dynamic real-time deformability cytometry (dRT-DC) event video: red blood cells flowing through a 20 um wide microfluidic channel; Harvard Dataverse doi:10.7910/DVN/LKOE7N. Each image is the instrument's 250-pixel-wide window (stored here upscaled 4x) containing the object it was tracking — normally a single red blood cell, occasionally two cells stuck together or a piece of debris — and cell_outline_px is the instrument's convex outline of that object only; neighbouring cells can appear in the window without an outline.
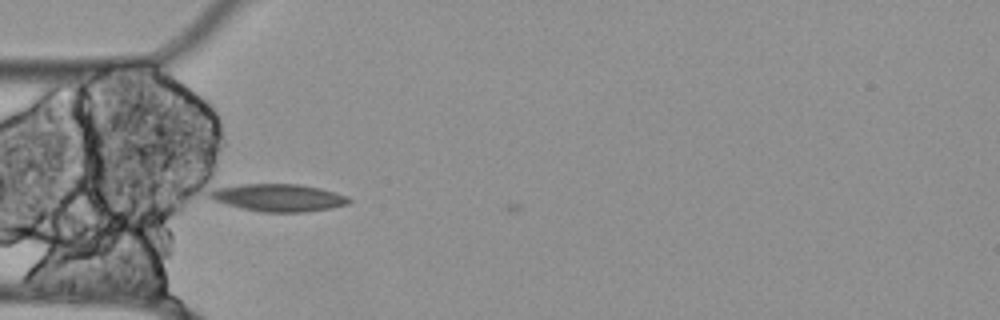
{"species": "Egyptian fruit bat (a non-hibernating species)", "species_latin": "Rousettus aegyptiacus", "temperature_condition": "cold", "stored_images_in_passage": 4, "camera_frame_rate_fps": 3000, "um_per_image_px": 0.085, "animal": {"sex": "female"}, "frame": {"image": 1, "passage_image": 3, "time_ms": 0.667, "image_size_px": [1000, 320], "cell_outline_px": [[352, 200], [348, 204], [332, 208], [304, 212], [260, 212], [228, 204], [216, 200], [208, 196], [208, 192], [216, 188], [244, 184], [300, 184], [320, 188], [348, 196]], "centroid_in_image_um": [23.73, 16.8], "position_along_channel_um": 61.3, "area_um2": 22.08}}